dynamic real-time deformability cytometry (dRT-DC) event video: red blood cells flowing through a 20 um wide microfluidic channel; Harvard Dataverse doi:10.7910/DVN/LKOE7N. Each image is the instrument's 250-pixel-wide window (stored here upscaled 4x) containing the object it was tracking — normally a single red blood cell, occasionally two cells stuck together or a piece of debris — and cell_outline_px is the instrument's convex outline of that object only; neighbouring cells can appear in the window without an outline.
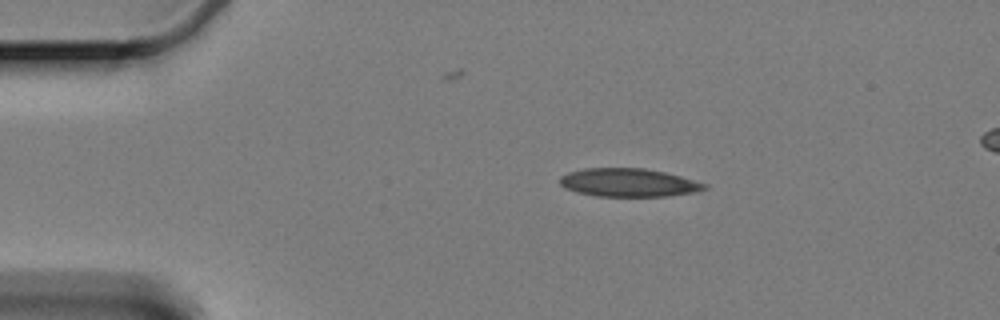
{"species": "Egyptian fruit bat (a non-hibernating species)", "species_latin": "Rousettus aegyptiacus", "temperature_condition": "cold", "stored_images_in_passage": 49, "camera_frame_rate_fps": 3000, "um_per_image_px": 0.085, "animal": {"sex": "female"}, "frame": {"image": 1, "passage_image": 1, "time_ms": 0.0, "image_size_px": [1000, 320], "cell_outline_px": [[708, 188], [692, 192], [668, 196], [596, 196], [576, 192], [564, 188], [560, 184], [560, 176], [568, 172], [588, 168], [644, 168], [664, 172], [680, 176], [708, 184]], "centroid_in_image_um": [53.4, 15.52], "position_along_channel_um": 31.6, "area_um2": 23.76}}
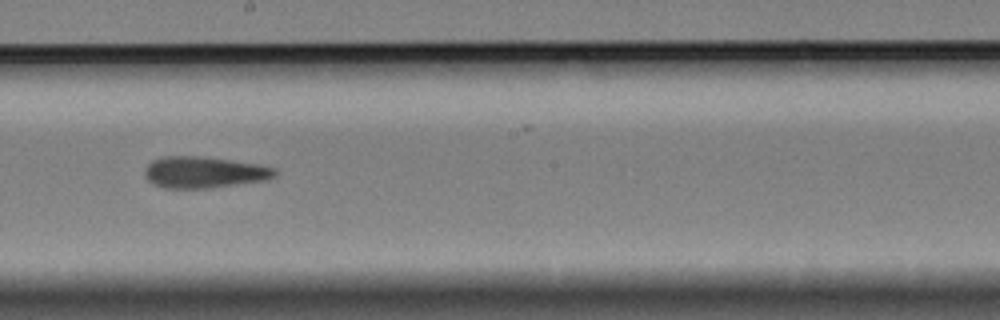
{"frame": {"image": 2, "passage_image": 23, "time_ms": 7.333, "image_size_px": [1000, 320], "cell_outline_px": [[276, 172], [272, 176], [264, 180], [204, 188], [164, 188], [148, 180], [144, 176], [144, 168], [152, 160], [164, 156], [204, 156], [232, 160], [256, 164], [276, 168]], "centroid_in_image_um": [17.27, 14.62], "position_along_channel_um": 230.9, "area_um2": 23.52}}
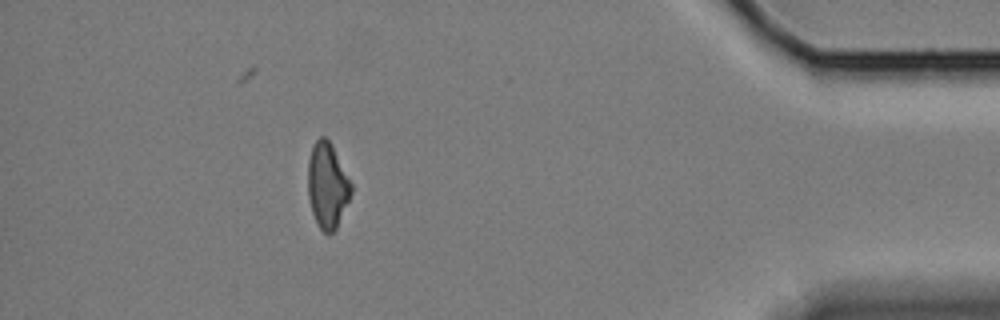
{"frame": {"image": 3, "passage_image": 43, "time_ms": 14.0, "image_size_px": [1000, 320], "cell_outline_px": [[352, 192], [336, 228], [332, 232], [324, 232], [320, 228], [312, 212], [308, 196], [308, 160], [312, 144], [320, 136], [324, 136], [332, 144], [352, 184]], "centroid_in_image_um": [27.81, 15.71], "position_along_channel_um": 407.4, "area_um2": 21.39}}